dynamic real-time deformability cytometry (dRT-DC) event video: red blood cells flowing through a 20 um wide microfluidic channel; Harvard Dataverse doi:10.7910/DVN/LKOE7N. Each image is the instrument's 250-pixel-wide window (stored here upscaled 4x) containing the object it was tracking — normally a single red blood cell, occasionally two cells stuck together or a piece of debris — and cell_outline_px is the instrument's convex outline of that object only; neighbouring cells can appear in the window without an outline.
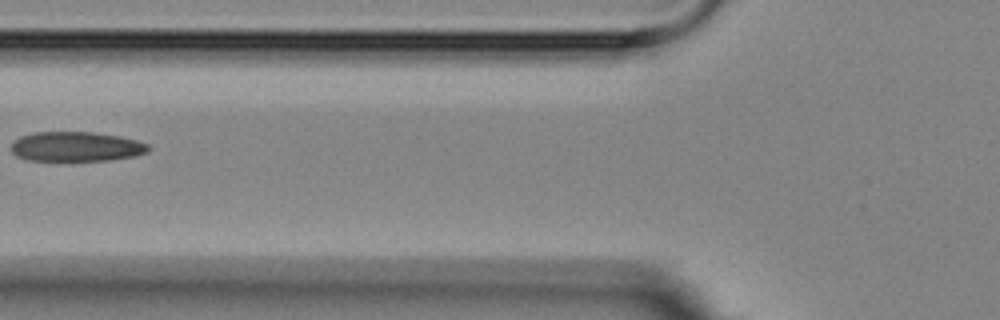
{"species": "Egyptian fruit bat (a non-hibernating species)", "species_latin": "Rousettus aegyptiacus", "temperature_condition": "room temperature", "stored_images_in_passage": 5, "camera_frame_rate_fps": 3000, "um_per_image_px": 0.085, "animal": {"sex": "female"}, "frame": {"image": 1, "passage_image": 5, "time_ms": 5.333, "image_size_px": [1000, 320], "cell_outline_px": [[152, 148], [148, 152], [136, 156], [108, 160], [28, 160], [16, 156], [12, 152], [12, 144], [20, 136], [32, 132], [92, 132], [120, 136], [136, 140], [148, 144]], "centroid_in_image_um": [6.51, 12.45], "position_along_channel_um": 119.3, "area_um2": 23.76}}